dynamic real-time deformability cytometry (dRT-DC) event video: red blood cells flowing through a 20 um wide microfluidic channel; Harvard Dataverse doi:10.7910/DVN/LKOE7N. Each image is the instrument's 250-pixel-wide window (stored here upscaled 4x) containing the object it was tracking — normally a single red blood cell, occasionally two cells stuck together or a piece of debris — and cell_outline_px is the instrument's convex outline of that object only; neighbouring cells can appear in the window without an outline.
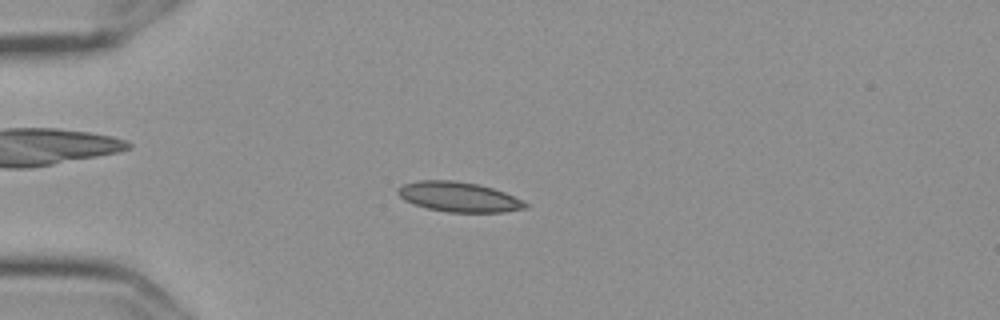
{"species": "Egyptian fruit bat (a non-hibernating species)", "species_latin": "Rousettus aegyptiacus", "temperature_condition": "cold", "stored_images_in_passage": 56, "camera_frame_rate_fps": 3000, "um_per_image_px": 0.085, "frame": {"image": 1, "passage_image": 15, "time_ms": 4.667, "image_size_px": [1000, 320], "cell_outline_px": [[528, 208], [504, 212], [448, 212], [428, 208], [412, 204], [404, 200], [396, 192], [396, 188], [404, 184], [416, 180], [452, 180], [480, 184], [504, 192], [528, 204]], "centroid_in_image_um": [38.95, 16.73], "position_along_channel_um": 46.0, "area_um2": 22.25}}
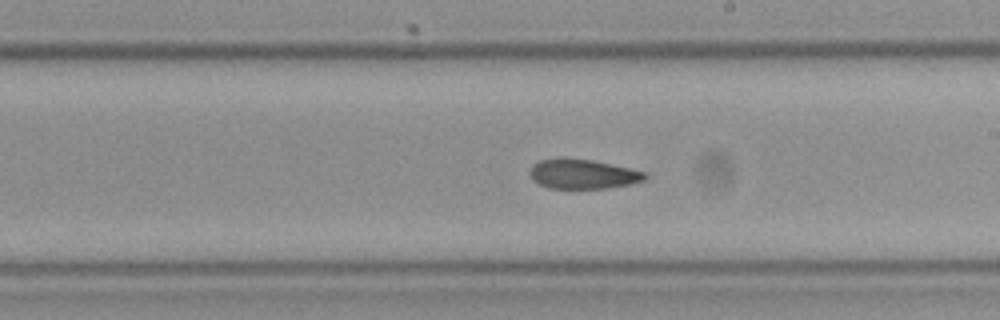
{"frame": {"image": 2, "passage_image": 33, "time_ms": 10.667, "image_size_px": [1000, 320], "cell_outline_px": [[648, 176], [644, 180], [632, 184], [608, 188], [548, 188], [532, 180], [528, 172], [532, 164], [540, 160], [592, 160], [632, 168], [648, 172]], "centroid_in_image_um": [49.6, 14.82], "position_along_channel_um": 239.4, "area_um2": 19.65}}
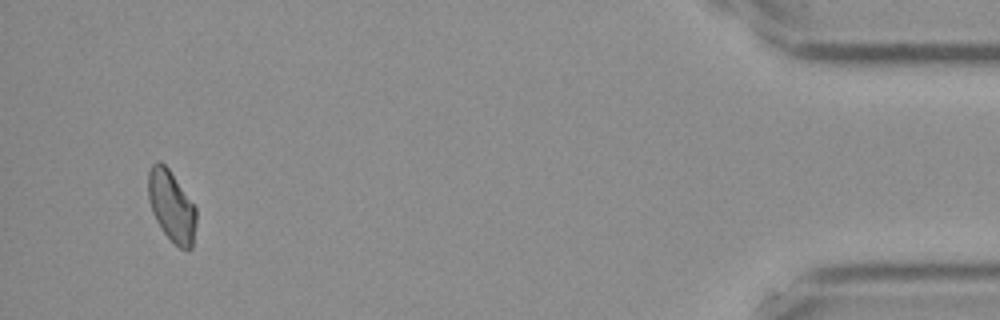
{"frame": {"image": 3, "passage_image": 54, "time_ms": 17.667, "image_size_px": [1000, 320], "cell_outline_px": [[196, 220], [192, 248], [188, 252], [180, 248], [160, 228], [152, 212], [148, 200], [148, 172], [152, 164], [156, 160], [164, 164], [168, 168], [196, 208]], "centroid_in_image_um": [14.57, 17.53], "position_along_channel_um": 420.6, "area_um2": 19.77}, "authors_computed_cell_mechanics": {"area_um2": 20.8658, "velocity_mm_per_s": 3.5963, "shape_relaxation_time_tau1_ms": null, "shape_relaxation_time_tau2_ms": 2.8609, "deformation_change_tau1": null, "deformation_change_tau2": 0.08}}